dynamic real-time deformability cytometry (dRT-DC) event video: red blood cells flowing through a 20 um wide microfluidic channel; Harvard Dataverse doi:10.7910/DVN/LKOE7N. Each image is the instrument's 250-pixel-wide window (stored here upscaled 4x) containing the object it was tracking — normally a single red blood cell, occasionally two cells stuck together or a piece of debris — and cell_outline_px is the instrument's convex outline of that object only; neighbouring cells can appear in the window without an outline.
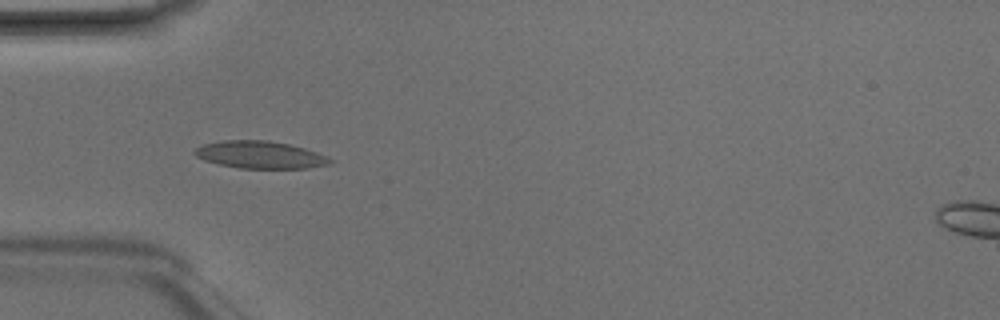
{"species": "Egyptian fruit bat (a non-hibernating species)", "species_latin": "Rousettus aegyptiacus", "temperature_condition": "room temperature", "stored_images_in_passage": 6, "camera_frame_rate_fps": 3000, "um_per_image_px": 0.085, "animal": {"sex": "male"}, "frame": {"image": 1, "passage_image": 2, "time_ms": 0.333, "image_size_px": [1000, 320], "cell_outline_px": [[336, 160], [328, 164], [308, 168], [240, 168], [220, 164], [204, 160], [196, 156], [192, 152], [196, 148], [204, 144], [224, 140], [268, 140], [288, 144], [304, 148], [328, 156]], "centroid_in_image_um": [22.13, 13.15], "position_along_channel_um": 62.9, "area_um2": 21.5}}
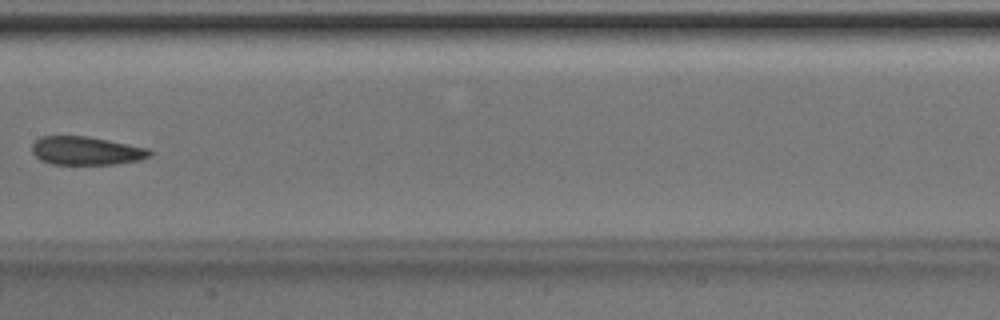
{"frame": {"image": 2, "passage_image": 5, "time_ms": 1.333, "image_size_px": [1000, 320], "cell_outline_px": [[152, 156], [140, 160], [116, 164], [52, 164], [40, 160], [32, 152], [32, 144], [40, 136], [88, 136], [148, 148], [152, 152]], "centroid_in_image_um": [7.33, 12.81], "position_along_channel_um": 200.1, "area_um2": 19.54}}